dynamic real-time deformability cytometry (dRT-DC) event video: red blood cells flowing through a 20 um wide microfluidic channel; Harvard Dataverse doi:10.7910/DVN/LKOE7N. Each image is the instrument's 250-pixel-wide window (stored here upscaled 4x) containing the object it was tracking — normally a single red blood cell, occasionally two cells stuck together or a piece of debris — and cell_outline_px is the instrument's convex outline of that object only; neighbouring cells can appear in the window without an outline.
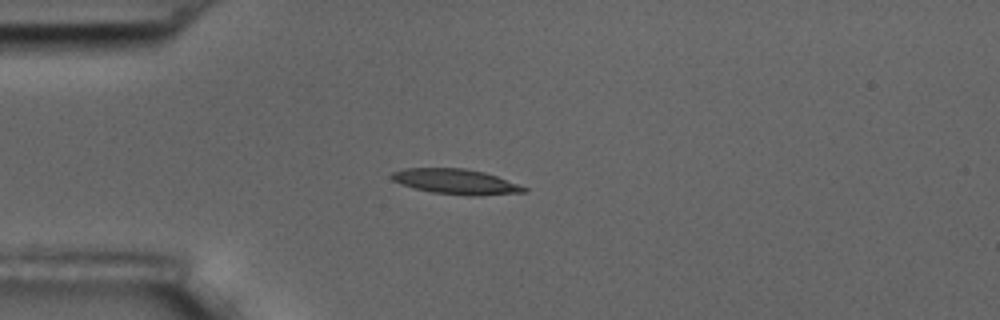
{"species": "common noctule bat (a hibernating species)", "species_latin": "Nyctalus noctula", "temperature_condition": "room temperature", "stored_images_in_passage": 11, "camera_frame_rate_fps": 3000, "um_per_image_px": 0.085, "animal": {"sex": "male", "body_mass_g": 17.5, "forearm_length_mm": 52.3}, "frame": {"image": 1, "passage_image": 4, "time_ms": 4.333, "image_size_px": [1000, 320], "cell_outline_px": [[528, 188], [524, 192], [480, 196], [468, 196], [432, 192], [400, 184], [392, 180], [392, 172], [404, 168], [464, 168], [484, 172], [496, 176]], "centroid_in_image_um": [38.74, 15.44], "position_along_channel_um": 46.3, "area_um2": 19.31}}
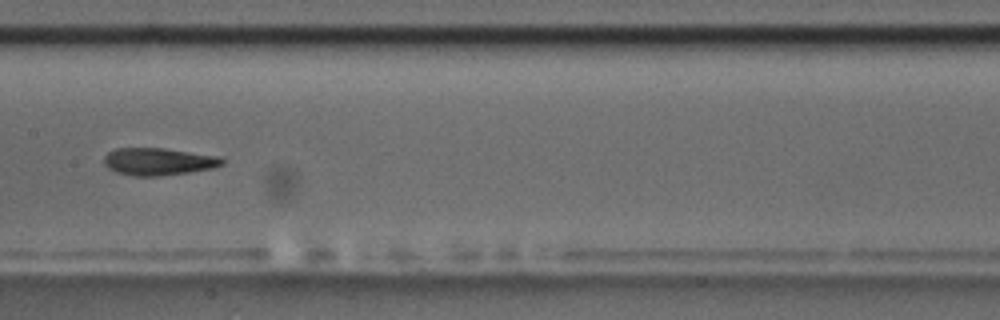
{"frame": {"image": 2, "passage_image": 8, "time_ms": 9.0, "image_size_px": [1000, 320], "cell_outline_px": [[224, 164], [216, 168], [160, 176], [132, 176], [116, 172], [108, 168], [104, 164], [104, 156], [108, 152], [116, 148], [164, 148], [216, 156], [224, 160]], "centroid_in_image_um": [13.44, 13.74], "position_along_channel_um": 194.0, "area_um2": 18.84}}
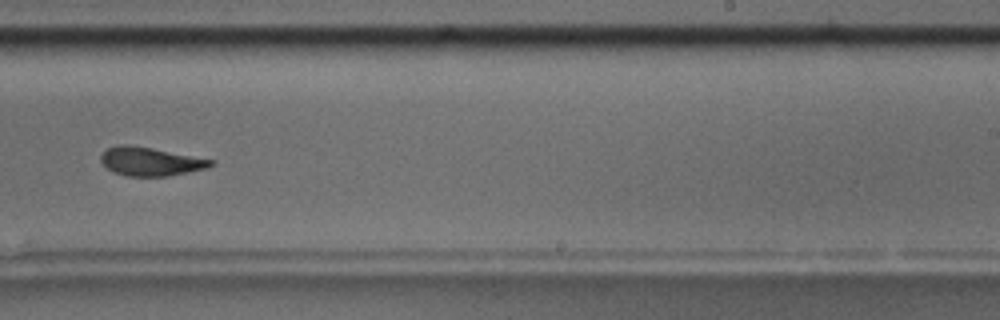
{"frame": {"image": 3, "passage_image": 10, "time_ms": 11.333, "image_size_px": [1000, 320], "cell_outline_px": [[216, 164], [208, 168], [168, 176], [128, 176], [112, 172], [100, 160], [100, 156], [108, 148], [116, 144], [124, 144], [152, 148], [216, 160]], "centroid_in_image_um": [12.82, 13.72], "position_along_channel_um": 276.2, "area_um2": 18.38}}